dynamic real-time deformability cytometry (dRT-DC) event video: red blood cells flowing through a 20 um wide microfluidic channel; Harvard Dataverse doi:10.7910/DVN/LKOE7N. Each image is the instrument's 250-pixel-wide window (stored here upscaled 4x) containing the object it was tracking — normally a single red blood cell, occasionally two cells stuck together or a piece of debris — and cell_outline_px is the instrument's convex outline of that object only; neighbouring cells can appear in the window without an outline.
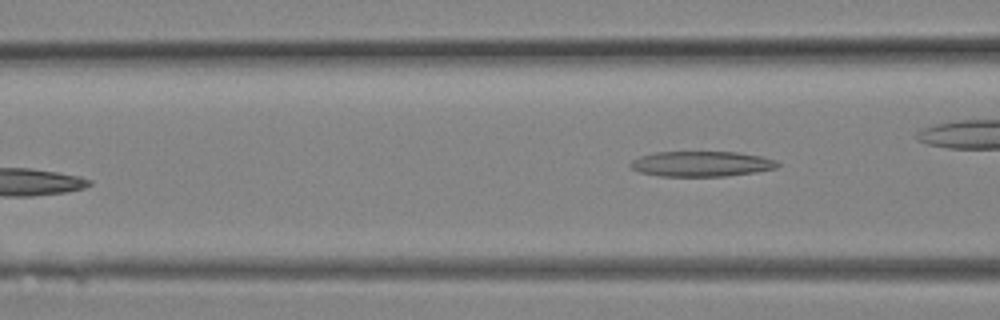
{"species": "Egyptian fruit bat (a non-hibernating species)", "species_latin": "Rousettus aegyptiacus", "temperature_condition": "room temperature", "stored_images_in_passage": 12, "camera_frame_rate_fps": 3000, "um_per_image_px": 0.085, "animal": {"sex": "female"}, "frame": {"image": 1, "passage_image": 12, "time_ms": 3.667, "image_size_px": [1000, 320], "cell_outline_px": [[780, 164], [776, 168], [756, 172], [728, 176], [660, 176], [640, 172], [632, 168], [628, 164], [632, 160], [640, 156], [656, 152], [736, 152], [760, 156], [776, 160]], "centroid_in_image_um": [59.62, 13.93], "position_along_channel_um": 107.0, "area_um2": 21.68}}